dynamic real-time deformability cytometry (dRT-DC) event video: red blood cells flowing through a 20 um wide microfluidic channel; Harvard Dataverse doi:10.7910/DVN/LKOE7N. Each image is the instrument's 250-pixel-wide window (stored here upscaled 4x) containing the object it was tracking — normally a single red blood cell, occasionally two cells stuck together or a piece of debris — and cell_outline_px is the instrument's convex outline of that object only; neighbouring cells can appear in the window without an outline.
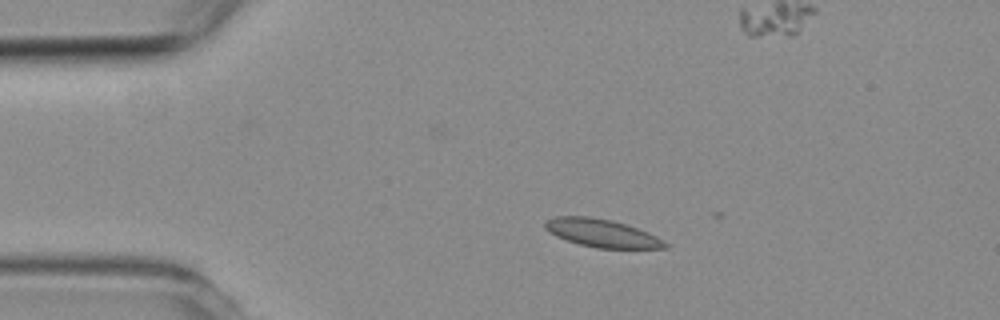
{"species": "common noctule bat (a hibernating species)", "species_latin": "Nyctalus noctula", "temperature_condition": "room temperature", "stored_images_in_passage": 4, "camera_frame_rate_fps": 3000, "um_per_image_px": 0.085, "animal": {"sex": "female", "body_mass_g": 19.3, "forearm_length_mm": 54.1}, "frame": {"image": 1, "passage_image": 2, "time_ms": 1.333, "image_size_px": [1000, 320], "cell_outline_px": [[668, 248], [596, 248], [580, 244], [556, 236], [548, 232], [544, 228], [544, 224], [548, 220], [556, 216], [588, 216], [612, 220], [628, 224], [648, 232], [664, 240], [668, 244]], "centroid_in_image_um": [51.18, 19.81], "position_along_channel_um": 33.8, "area_um2": 19.59}}